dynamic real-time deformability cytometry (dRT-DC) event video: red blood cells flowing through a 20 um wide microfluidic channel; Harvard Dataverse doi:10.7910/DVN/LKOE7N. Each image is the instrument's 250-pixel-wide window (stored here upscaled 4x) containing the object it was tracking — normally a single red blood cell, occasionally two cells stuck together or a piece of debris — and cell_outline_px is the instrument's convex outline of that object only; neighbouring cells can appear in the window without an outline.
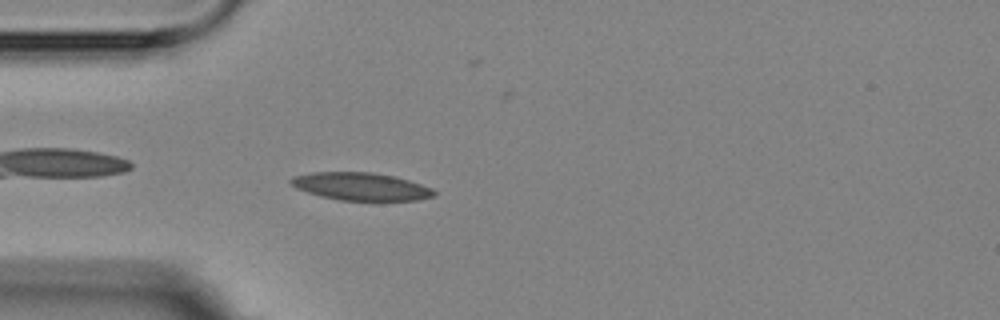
{"species": "Egyptian fruit bat (a non-hibernating species)", "species_latin": "Rousettus aegyptiacus", "temperature_condition": "room temperature", "stored_images_in_passage": 4, "camera_frame_rate_fps": 3000, "um_per_image_px": 0.085, "animal": {"sex": "female"}, "frame": {"image": 1, "passage_image": 4, "time_ms": 3.333, "image_size_px": [1000, 320], "cell_outline_px": [[436, 192], [432, 196], [416, 200], [340, 200], [320, 196], [296, 188], [288, 180], [292, 176], [312, 172], [372, 172], [392, 176], [408, 180], [432, 188]], "centroid_in_image_um": [30.63, 15.84], "position_along_channel_um": 54.4, "area_um2": 22.89}}